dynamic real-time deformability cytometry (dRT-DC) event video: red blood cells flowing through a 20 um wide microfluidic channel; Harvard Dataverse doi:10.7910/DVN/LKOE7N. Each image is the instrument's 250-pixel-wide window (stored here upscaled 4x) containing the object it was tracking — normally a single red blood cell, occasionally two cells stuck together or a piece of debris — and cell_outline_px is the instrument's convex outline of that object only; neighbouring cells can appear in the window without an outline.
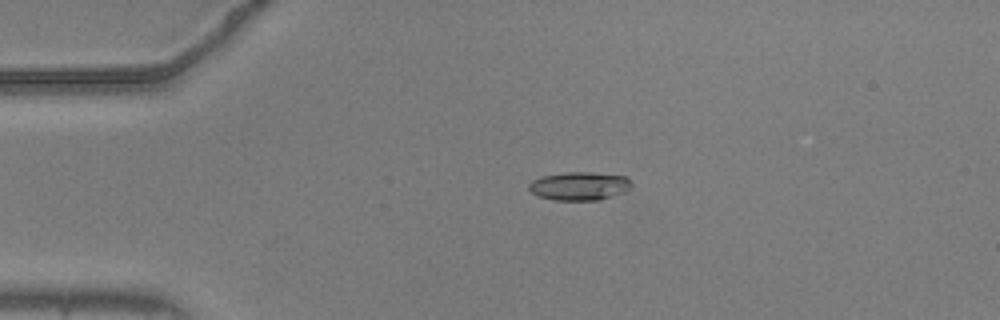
{"species": "common noctule bat (a hibernating species)", "species_latin": "Nyctalus noctula", "temperature_condition": "warm", "stored_images_in_passage": 56, "camera_frame_rate_fps": 3000, "um_per_image_px": 0.085, "animal": {"sex": "male", "body_mass_g": 20.5, "forearm_length_mm": 52.5}, "frame": {"image": 1, "passage_image": 13, "time_ms": 4.0, "image_size_px": [1000, 320], "cell_outline_px": [[632, 184], [624, 192], [600, 200], [552, 200], [540, 196], [532, 192], [528, 188], [528, 184], [532, 180], [540, 176], [564, 172], [592, 172], [628, 176], [632, 180]], "centroid_in_image_um": [49.26, 15.8], "position_along_channel_um": 35.7, "area_um2": 17.17}}
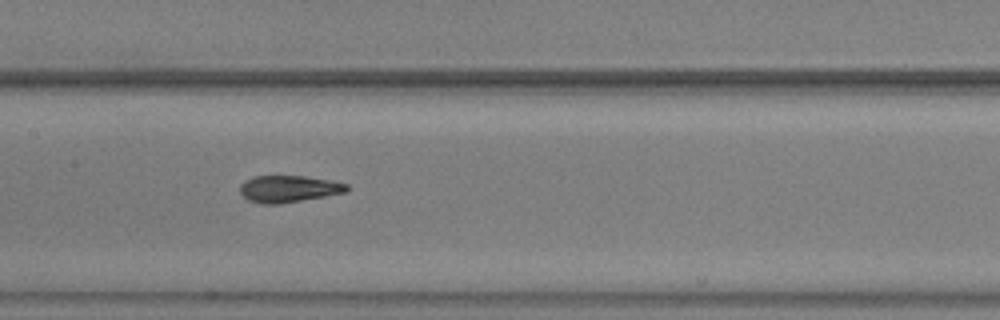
{"frame": {"image": 2, "passage_image": 28, "time_ms": 9.0, "image_size_px": [1000, 320], "cell_outline_px": [[348, 188], [344, 192], [324, 196], [280, 204], [260, 204], [248, 200], [240, 192], [240, 184], [244, 180], [252, 176], [304, 176], [332, 180], [348, 184]], "centroid_in_image_um": [24.49, 16.04], "position_along_channel_um": 182.9, "area_um2": 16.7}}
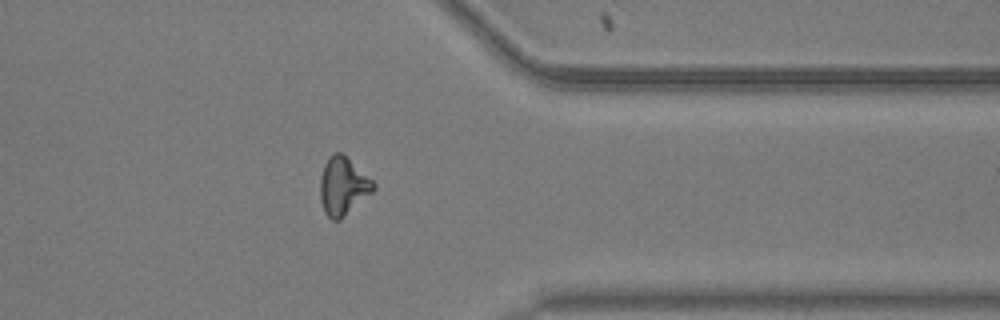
{"frame": {"image": 3, "passage_image": 45, "time_ms": 14.667, "image_size_px": [1000, 320], "cell_outline_px": [[376, 188], [372, 192], [340, 220], [332, 220], [324, 212], [320, 200], [320, 176], [324, 164], [328, 156], [332, 152], [340, 152], [372, 180], [376, 184]], "centroid_in_image_um": [29.12, 15.83], "position_along_channel_um": 382.3, "area_um2": 17.86}, "authors_computed_cell_mechanics": {"area_um2": 16.9932, "velocity_mm_per_s": 3.6794, "shape_relaxation_time_tau1_ms": 5.4148, "shape_relaxation_time_tau2_ms": 1.7313, "deformation_change_tau1": 0.1691, "deformation_change_tau2": 0.0806}}